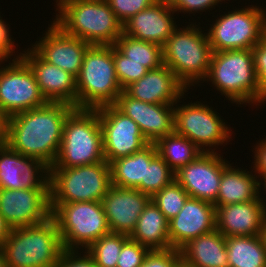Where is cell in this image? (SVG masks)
<instances>
[{"mask_svg":"<svg viewBox=\"0 0 266 267\" xmlns=\"http://www.w3.org/2000/svg\"><path fill=\"white\" fill-rule=\"evenodd\" d=\"M74 108L67 103L48 102L8 117L6 144L50 168L59 153L64 122Z\"/></svg>","mask_w":266,"mask_h":267,"instance_id":"6da1fadb","label":"cell"},{"mask_svg":"<svg viewBox=\"0 0 266 267\" xmlns=\"http://www.w3.org/2000/svg\"><path fill=\"white\" fill-rule=\"evenodd\" d=\"M55 23L64 33L90 45H114L123 25L106 0L56 2Z\"/></svg>","mask_w":266,"mask_h":267,"instance_id":"7a4b0ae2","label":"cell"},{"mask_svg":"<svg viewBox=\"0 0 266 267\" xmlns=\"http://www.w3.org/2000/svg\"><path fill=\"white\" fill-rule=\"evenodd\" d=\"M1 247L6 267H55L64 251L52 216L43 223L11 229Z\"/></svg>","mask_w":266,"mask_h":267,"instance_id":"3957f363","label":"cell"},{"mask_svg":"<svg viewBox=\"0 0 266 267\" xmlns=\"http://www.w3.org/2000/svg\"><path fill=\"white\" fill-rule=\"evenodd\" d=\"M205 81H210L233 104L257 103L256 107L260 106V89L252 50L212 53L209 71L203 83Z\"/></svg>","mask_w":266,"mask_h":267,"instance_id":"277c9868","label":"cell"},{"mask_svg":"<svg viewBox=\"0 0 266 267\" xmlns=\"http://www.w3.org/2000/svg\"><path fill=\"white\" fill-rule=\"evenodd\" d=\"M106 161L96 109L74 108L66 117L59 153L50 168H72Z\"/></svg>","mask_w":266,"mask_h":267,"instance_id":"5b68a950","label":"cell"},{"mask_svg":"<svg viewBox=\"0 0 266 267\" xmlns=\"http://www.w3.org/2000/svg\"><path fill=\"white\" fill-rule=\"evenodd\" d=\"M189 23L178 27L162 46L164 65L187 89L206 78L213 53L207 33Z\"/></svg>","mask_w":266,"mask_h":267,"instance_id":"8992f818","label":"cell"},{"mask_svg":"<svg viewBox=\"0 0 266 267\" xmlns=\"http://www.w3.org/2000/svg\"><path fill=\"white\" fill-rule=\"evenodd\" d=\"M77 108L114 105L123 91L116 76L113 45H91L76 78Z\"/></svg>","mask_w":266,"mask_h":267,"instance_id":"52a82bcc","label":"cell"},{"mask_svg":"<svg viewBox=\"0 0 266 267\" xmlns=\"http://www.w3.org/2000/svg\"><path fill=\"white\" fill-rule=\"evenodd\" d=\"M50 210L58 225L64 250H86L111 232L101 201L50 203Z\"/></svg>","mask_w":266,"mask_h":267,"instance_id":"ba28073f","label":"cell"},{"mask_svg":"<svg viewBox=\"0 0 266 267\" xmlns=\"http://www.w3.org/2000/svg\"><path fill=\"white\" fill-rule=\"evenodd\" d=\"M111 185L107 161L72 168H49L50 203L102 201Z\"/></svg>","mask_w":266,"mask_h":267,"instance_id":"9c48e42d","label":"cell"},{"mask_svg":"<svg viewBox=\"0 0 266 267\" xmlns=\"http://www.w3.org/2000/svg\"><path fill=\"white\" fill-rule=\"evenodd\" d=\"M220 15L207 29L212 52L251 50L266 34V12L249 6Z\"/></svg>","mask_w":266,"mask_h":267,"instance_id":"30bf717a","label":"cell"},{"mask_svg":"<svg viewBox=\"0 0 266 267\" xmlns=\"http://www.w3.org/2000/svg\"><path fill=\"white\" fill-rule=\"evenodd\" d=\"M217 113L213 107L198 101L181 106L175 103L174 132L185 136L203 152H215L216 146L225 145V142L227 145L232 139L231 128Z\"/></svg>","mask_w":266,"mask_h":267,"instance_id":"8fae6325","label":"cell"},{"mask_svg":"<svg viewBox=\"0 0 266 267\" xmlns=\"http://www.w3.org/2000/svg\"><path fill=\"white\" fill-rule=\"evenodd\" d=\"M19 54L9 65H0V110L7 118L48 103L32 70L22 59L24 53Z\"/></svg>","mask_w":266,"mask_h":267,"instance_id":"7c38bea8","label":"cell"},{"mask_svg":"<svg viewBox=\"0 0 266 267\" xmlns=\"http://www.w3.org/2000/svg\"><path fill=\"white\" fill-rule=\"evenodd\" d=\"M96 110L102 130L103 154L108 163L134 154L149 143L138 124L114 105L103 106Z\"/></svg>","mask_w":266,"mask_h":267,"instance_id":"4fadbf2b","label":"cell"},{"mask_svg":"<svg viewBox=\"0 0 266 267\" xmlns=\"http://www.w3.org/2000/svg\"><path fill=\"white\" fill-rule=\"evenodd\" d=\"M0 214L10 229L45 222L51 217L49 188L0 189Z\"/></svg>","mask_w":266,"mask_h":267,"instance_id":"5bb4252c","label":"cell"},{"mask_svg":"<svg viewBox=\"0 0 266 267\" xmlns=\"http://www.w3.org/2000/svg\"><path fill=\"white\" fill-rule=\"evenodd\" d=\"M228 163L218 152H203L175 172V180L190 197L214 203Z\"/></svg>","mask_w":266,"mask_h":267,"instance_id":"9a60e30c","label":"cell"},{"mask_svg":"<svg viewBox=\"0 0 266 267\" xmlns=\"http://www.w3.org/2000/svg\"><path fill=\"white\" fill-rule=\"evenodd\" d=\"M114 106L134 120L149 143L174 132V104H152L130 97L124 90Z\"/></svg>","mask_w":266,"mask_h":267,"instance_id":"2e32d148","label":"cell"},{"mask_svg":"<svg viewBox=\"0 0 266 267\" xmlns=\"http://www.w3.org/2000/svg\"><path fill=\"white\" fill-rule=\"evenodd\" d=\"M31 188H49V167L14 151L6 143L0 145V189Z\"/></svg>","mask_w":266,"mask_h":267,"instance_id":"e0dca14e","label":"cell"},{"mask_svg":"<svg viewBox=\"0 0 266 267\" xmlns=\"http://www.w3.org/2000/svg\"><path fill=\"white\" fill-rule=\"evenodd\" d=\"M51 24L44 33V37L36 41L32 48L46 62L77 78L80 74L84 55L91 45L64 33L55 23Z\"/></svg>","mask_w":266,"mask_h":267,"instance_id":"ac0fdd59","label":"cell"},{"mask_svg":"<svg viewBox=\"0 0 266 267\" xmlns=\"http://www.w3.org/2000/svg\"><path fill=\"white\" fill-rule=\"evenodd\" d=\"M216 229L213 203L189 197L183 208L168 224L171 247L180 250L190 240Z\"/></svg>","mask_w":266,"mask_h":267,"instance_id":"d6986e66","label":"cell"},{"mask_svg":"<svg viewBox=\"0 0 266 267\" xmlns=\"http://www.w3.org/2000/svg\"><path fill=\"white\" fill-rule=\"evenodd\" d=\"M150 201L149 195L136 188L111 185L101 201L110 231L130 236L140 214Z\"/></svg>","mask_w":266,"mask_h":267,"instance_id":"ffe728a7","label":"cell"},{"mask_svg":"<svg viewBox=\"0 0 266 267\" xmlns=\"http://www.w3.org/2000/svg\"><path fill=\"white\" fill-rule=\"evenodd\" d=\"M26 51L22 59L32 70L45 99L48 102L67 103L77 108L76 78L46 62L33 48Z\"/></svg>","mask_w":266,"mask_h":267,"instance_id":"44dd1931","label":"cell"},{"mask_svg":"<svg viewBox=\"0 0 266 267\" xmlns=\"http://www.w3.org/2000/svg\"><path fill=\"white\" fill-rule=\"evenodd\" d=\"M174 13L168 0H158L125 22L123 34L163 46L178 28L173 18Z\"/></svg>","mask_w":266,"mask_h":267,"instance_id":"7402d4cb","label":"cell"},{"mask_svg":"<svg viewBox=\"0 0 266 267\" xmlns=\"http://www.w3.org/2000/svg\"><path fill=\"white\" fill-rule=\"evenodd\" d=\"M256 198L216 208V229L225 237L258 236L266 221V200Z\"/></svg>","mask_w":266,"mask_h":267,"instance_id":"603a6c76","label":"cell"},{"mask_svg":"<svg viewBox=\"0 0 266 267\" xmlns=\"http://www.w3.org/2000/svg\"><path fill=\"white\" fill-rule=\"evenodd\" d=\"M187 89L166 65L149 70L124 91L132 98L152 104H175L184 98Z\"/></svg>","mask_w":266,"mask_h":267,"instance_id":"cb8c5ba5","label":"cell"},{"mask_svg":"<svg viewBox=\"0 0 266 267\" xmlns=\"http://www.w3.org/2000/svg\"><path fill=\"white\" fill-rule=\"evenodd\" d=\"M180 252L181 259L191 267H230L226 237L217 229L190 240Z\"/></svg>","mask_w":266,"mask_h":267,"instance_id":"d4e9b609","label":"cell"},{"mask_svg":"<svg viewBox=\"0 0 266 267\" xmlns=\"http://www.w3.org/2000/svg\"><path fill=\"white\" fill-rule=\"evenodd\" d=\"M229 163L222 173L217 200L213 203L217 208L219 205H230L255 200L260 197L262 185L253 170L251 172L241 168H234ZM254 174V175H253ZM259 180V181H258Z\"/></svg>","mask_w":266,"mask_h":267,"instance_id":"484cf974","label":"cell"},{"mask_svg":"<svg viewBox=\"0 0 266 267\" xmlns=\"http://www.w3.org/2000/svg\"><path fill=\"white\" fill-rule=\"evenodd\" d=\"M168 224L164 214L150 201L140 214L136 228L129 237L150 251L171 249Z\"/></svg>","mask_w":266,"mask_h":267,"instance_id":"4316f807","label":"cell"},{"mask_svg":"<svg viewBox=\"0 0 266 267\" xmlns=\"http://www.w3.org/2000/svg\"><path fill=\"white\" fill-rule=\"evenodd\" d=\"M157 153L155 143H148L134 154L111 161L109 165L112 185L136 188L141 182H146L147 164Z\"/></svg>","mask_w":266,"mask_h":267,"instance_id":"83f0119b","label":"cell"},{"mask_svg":"<svg viewBox=\"0 0 266 267\" xmlns=\"http://www.w3.org/2000/svg\"><path fill=\"white\" fill-rule=\"evenodd\" d=\"M230 267H266V249L260 235L226 237Z\"/></svg>","mask_w":266,"mask_h":267,"instance_id":"f1b7e54d","label":"cell"},{"mask_svg":"<svg viewBox=\"0 0 266 267\" xmlns=\"http://www.w3.org/2000/svg\"><path fill=\"white\" fill-rule=\"evenodd\" d=\"M157 152L168 166L177 172L194 161L203 151L185 136L173 132L155 142Z\"/></svg>","mask_w":266,"mask_h":267,"instance_id":"f546056e","label":"cell"},{"mask_svg":"<svg viewBox=\"0 0 266 267\" xmlns=\"http://www.w3.org/2000/svg\"><path fill=\"white\" fill-rule=\"evenodd\" d=\"M114 46L130 61L141 63L148 70L159 68L164 64L162 46L156 43L136 40L122 34Z\"/></svg>","mask_w":266,"mask_h":267,"instance_id":"4dcf8cb0","label":"cell"},{"mask_svg":"<svg viewBox=\"0 0 266 267\" xmlns=\"http://www.w3.org/2000/svg\"><path fill=\"white\" fill-rule=\"evenodd\" d=\"M128 235L110 232L96 240L85 251L98 267H116Z\"/></svg>","mask_w":266,"mask_h":267,"instance_id":"1f68e13d","label":"cell"},{"mask_svg":"<svg viewBox=\"0 0 266 267\" xmlns=\"http://www.w3.org/2000/svg\"><path fill=\"white\" fill-rule=\"evenodd\" d=\"M175 180V172L157 153L147 164L146 182H141L136 189L152 197Z\"/></svg>","mask_w":266,"mask_h":267,"instance_id":"d6a6232c","label":"cell"},{"mask_svg":"<svg viewBox=\"0 0 266 267\" xmlns=\"http://www.w3.org/2000/svg\"><path fill=\"white\" fill-rule=\"evenodd\" d=\"M190 196L182 186L174 180L151 197V201L159 208L167 220L173 219L183 208Z\"/></svg>","mask_w":266,"mask_h":267,"instance_id":"836d02e7","label":"cell"},{"mask_svg":"<svg viewBox=\"0 0 266 267\" xmlns=\"http://www.w3.org/2000/svg\"><path fill=\"white\" fill-rule=\"evenodd\" d=\"M113 60L116 76L122 90L131 83L139 80L149 71L147 68L143 67L141 63L130 61V59L125 57L114 45Z\"/></svg>","mask_w":266,"mask_h":267,"instance_id":"e575fe53","label":"cell"},{"mask_svg":"<svg viewBox=\"0 0 266 267\" xmlns=\"http://www.w3.org/2000/svg\"><path fill=\"white\" fill-rule=\"evenodd\" d=\"M157 1L158 0H106L122 25L132 16L151 7Z\"/></svg>","mask_w":266,"mask_h":267,"instance_id":"d590c367","label":"cell"},{"mask_svg":"<svg viewBox=\"0 0 266 267\" xmlns=\"http://www.w3.org/2000/svg\"><path fill=\"white\" fill-rule=\"evenodd\" d=\"M149 251L129 237L123 244L116 267H140Z\"/></svg>","mask_w":266,"mask_h":267,"instance_id":"8d00e7d4","label":"cell"},{"mask_svg":"<svg viewBox=\"0 0 266 267\" xmlns=\"http://www.w3.org/2000/svg\"><path fill=\"white\" fill-rule=\"evenodd\" d=\"M260 89V105L266 101V34L251 49Z\"/></svg>","mask_w":266,"mask_h":267,"instance_id":"74e56055","label":"cell"},{"mask_svg":"<svg viewBox=\"0 0 266 267\" xmlns=\"http://www.w3.org/2000/svg\"><path fill=\"white\" fill-rule=\"evenodd\" d=\"M181 260V252L171 248L149 251L140 267H174Z\"/></svg>","mask_w":266,"mask_h":267,"instance_id":"f35d334b","label":"cell"},{"mask_svg":"<svg viewBox=\"0 0 266 267\" xmlns=\"http://www.w3.org/2000/svg\"><path fill=\"white\" fill-rule=\"evenodd\" d=\"M170 6L172 9L177 12L179 11L180 13L183 12L184 14L190 13L192 14L193 12L196 14L199 11H205L206 10H211L214 8L215 5L218 6L219 4H222L220 2H223L225 0H168Z\"/></svg>","mask_w":266,"mask_h":267,"instance_id":"ab89813d","label":"cell"},{"mask_svg":"<svg viewBox=\"0 0 266 267\" xmlns=\"http://www.w3.org/2000/svg\"><path fill=\"white\" fill-rule=\"evenodd\" d=\"M64 250L55 267H98L93 259L84 251Z\"/></svg>","mask_w":266,"mask_h":267,"instance_id":"60d3db41","label":"cell"},{"mask_svg":"<svg viewBox=\"0 0 266 267\" xmlns=\"http://www.w3.org/2000/svg\"><path fill=\"white\" fill-rule=\"evenodd\" d=\"M9 32L10 30L9 27L6 25V22H4L2 18H0V64L2 62L4 64V61L7 62L6 59H11L10 56L15 53L14 40L12 39Z\"/></svg>","mask_w":266,"mask_h":267,"instance_id":"b9f144b4","label":"cell"},{"mask_svg":"<svg viewBox=\"0 0 266 267\" xmlns=\"http://www.w3.org/2000/svg\"><path fill=\"white\" fill-rule=\"evenodd\" d=\"M259 142L253 148L255 150H253L255 153L253 170L254 173L259 174L258 177L261 180L266 175V138Z\"/></svg>","mask_w":266,"mask_h":267,"instance_id":"7bdbcfd3","label":"cell"},{"mask_svg":"<svg viewBox=\"0 0 266 267\" xmlns=\"http://www.w3.org/2000/svg\"><path fill=\"white\" fill-rule=\"evenodd\" d=\"M7 117L0 110V145L6 143Z\"/></svg>","mask_w":266,"mask_h":267,"instance_id":"ee69618b","label":"cell"},{"mask_svg":"<svg viewBox=\"0 0 266 267\" xmlns=\"http://www.w3.org/2000/svg\"><path fill=\"white\" fill-rule=\"evenodd\" d=\"M10 227L6 224L4 218L0 214V246L10 233Z\"/></svg>","mask_w":266,"mask_h":267,"instance_id":"f6af8a7d","label":"cell"},{"mask_svg":"<svg viewBox=\"0 0 266 267\" xmlns=\"http://www.w3.org/2000/svg\"><path fill=\"white\" fill-rule=\"evenodd\" d=\"M260 237H261L263 245L266 249V221H265L264 226L262 227V230L260 232Z\"/></svg>","mask_w":266,"mask_h":267,"instance_id":"bcb514c9","label":"cell"},{"mask_svg":"<svg viewBox=\"0 0 266 267\" xmlns=\"http://www.w3.org/2000/svg\"><path fill=\"white\" fill-rule=\"evenodd\" d=\"M0 267H6L4 253H3V250H2L1 246H0Z\"/></svg>","mask_w":266,"mask_h":267,"instance_id":"7dc6e473","label":"cell"},{"mask_svg":"<svg viewBox=\"0 0 266 267\" xmlns=\"http://www.w3.org/2000/svg\"><path fill=\"white\" fill-rule=\"evenodd\" d=\"M174 267H191L187 263H185L182 259L174 266Z\"/></svg>","mask_w":266,"mask_h":267,"instance_id":"c3c4849f","label":"cell"},{"mask_svg":"<svg viewBox=\"0 0 266 267\" xmlns=\"http://www.w3.org/2000/svg\"><path fill=\"white\" fill-rule=\"evenodd\" d=\"M264 180V182H262ZM260 185L263 184L264 189L266 190V175L260 180Z\"/></svg>","mask_w":266,"mask_h":267,"instance_id":"681fc988","label":"cell"},{"mask_svg":"<svg viewBox=\"0 0 266 267\" xmlns=\"http://www.w3.org/2000/svg\"><path fill=\"white\" fill-rule=\"evenodd\" d=\"M71 1H76V0H56V2H71Z\"/></svg>","mask_w":266,"mask_h":267,"instance_id":"f907efd6","label":"cell"}]
</instances>
